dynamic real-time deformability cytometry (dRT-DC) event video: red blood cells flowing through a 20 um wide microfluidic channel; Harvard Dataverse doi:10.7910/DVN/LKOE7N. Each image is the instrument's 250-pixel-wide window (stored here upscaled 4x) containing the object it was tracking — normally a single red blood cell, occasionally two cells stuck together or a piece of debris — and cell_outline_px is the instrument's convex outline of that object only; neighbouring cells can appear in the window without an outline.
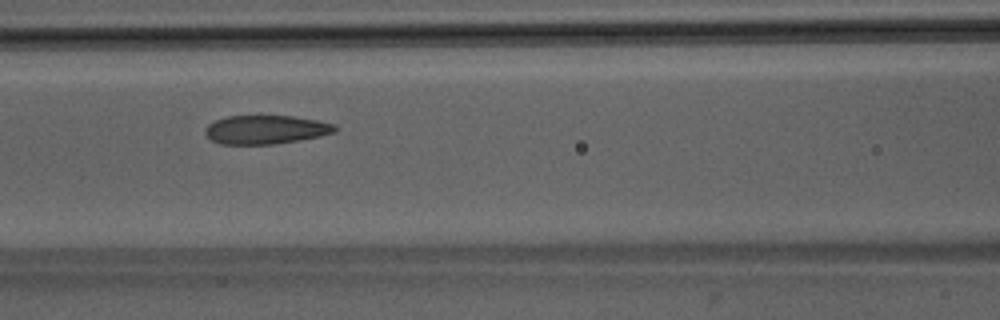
{"species": "Egyptian fruit bat (a non-hibernating species)", "species_latin": "Rousettus aegyptiacus", "temperature_condition": "room temperature", "stored_images_in_passage": 47, "camera_frame_rate_fps": 3000, "um_per_image_px": 0.085, "animal": {"sex": "male"}, "frame": {"image": 1, "passage_image": 19, "time_ms": 6.0, "image_size_px": [1000, 320], "cell_outline_px": [[336, 132], [320, 136], [300, 140], [272, 144], [220, 144], [212, 140], [204, 132], [204, 128], [208, 124], [216, 120], [228, 116], [292, 116], [316, 120], [336, 124]], "centroid_in_image_um": [22.59, 11.02], "position_along_channel_um": 144.0, "area_um2": 21.68}}
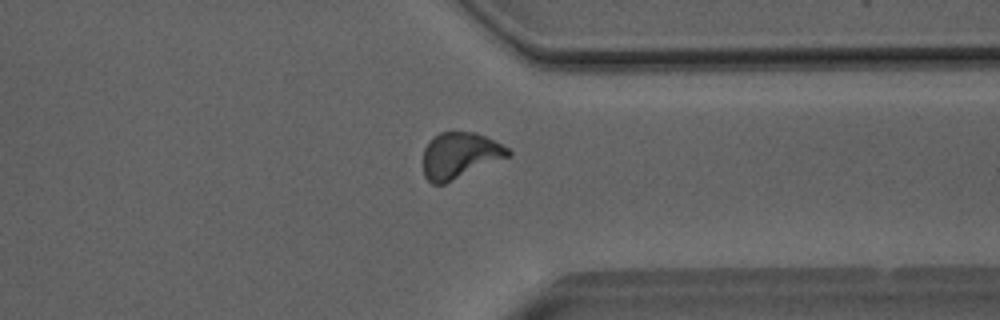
{"frame": {"image": 2, "passage_image": 36, "time_ms": 11.667, "image_size_px": [1000, 320], "cell_outline_px": [[512, 156], [444, 184], [432, 184], [424, 176], [424, 148], [440, 132], [476, 132], [508, 148], [512, 152]], "centroid_in_image_um": [39.11, 13.23], "position_along_channel_um": 372.3, "area_um2": 22.66}}
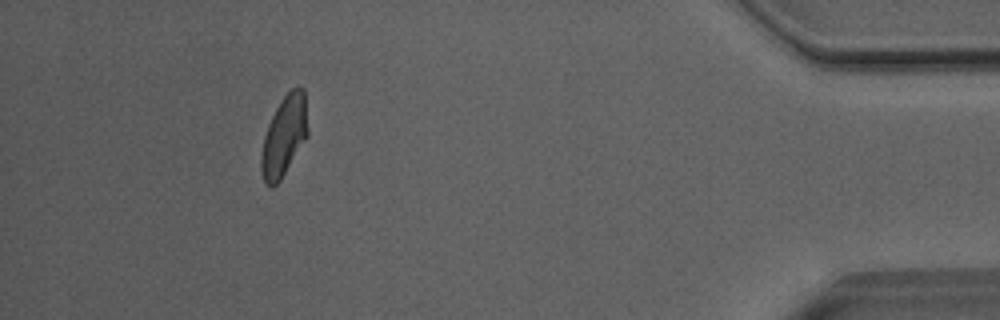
{"frame": {"image": 3, "passage_image": 43, "time_ms": 14.0, "image_size_px": [1000, 320], "cell_outline_px": [[308, 136], [280, 180], [272, 188], [268, 188], [264, 184], [260, 168], [260, 156], [264, 136], [268, 124], [280, 100], [292, 88], [304, 88], [308, 128]], "centroid_in_image_um": [24.13, 11.6], "position_along_channel_um": 411.1, "area_um2": 21.91}, "authors_computed_cell_mechanics": {"area_um2": 22.3686, "velocity_mm_per_s": 4.0747, "shape_relaxation_time_tau1_ms": 5.7253, "shape_relaxation_time_tau2_ms": 1.4844, "deformation_change_tau1": 0.1672, "deformation_change_tau2": 0.0675}}